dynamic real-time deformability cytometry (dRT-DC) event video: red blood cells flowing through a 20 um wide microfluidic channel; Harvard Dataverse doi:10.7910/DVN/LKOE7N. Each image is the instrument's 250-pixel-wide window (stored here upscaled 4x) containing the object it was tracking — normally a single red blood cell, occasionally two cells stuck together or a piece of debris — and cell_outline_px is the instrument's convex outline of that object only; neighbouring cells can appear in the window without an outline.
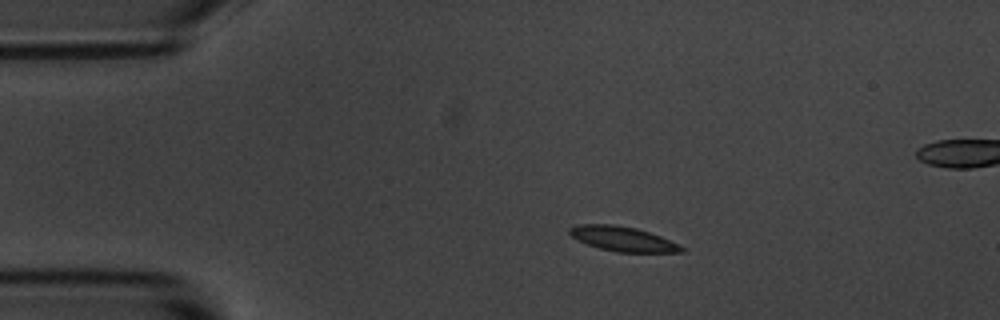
{"species": "common noctule bat (a hibernating species)", "species_latin": "Nyctalus noctula", "temperature_condition": "room temperature", "stored_images_in_passage": 15, "camera_frame_rate_fps": 3000, "um_per_image_px": 0.085, "animal": {"sex": "male", "body_mass_g": 20.1, "forearm_length_mm": 53.5}, "frame": {"image": 1, "passage_image": 3, "time_ms": 2.333, "image_size_px": [1000, 320], "cell_outline_px": [[684, 252], [616, 252], [600, 248], [588, 244], [572, 236], [568, 232], [568, 228], [576, 224], [612, 224], [636, 228], [660, 236], [684, 248]], "centroid_in_image_um": [52.89, 20.29], "position_along_channel_um": 32.1, "area_um2": 15.84}}
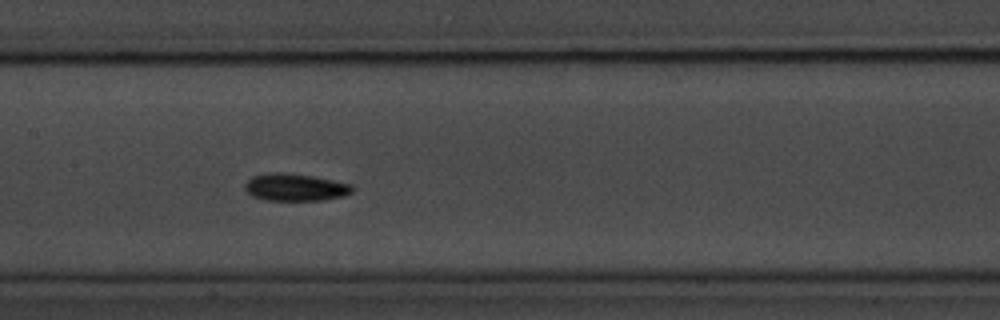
{"frame": {"image": 2, "passage_image": 7, "time_ms": 7.667, "image_size_px": [1000, 320], "cell_outline_px": [[352, 192], [344, 196], [324, 200], [264, 200], [252, 196], [244, 188], [244, 184], [252, 176], [268, 172], [284, 172], [312, 176], [352, 184]], "centroid_in_image_um": [25.06, 15.91], "position_along_channel_um": 182.3, "area_um2": 17.17}}
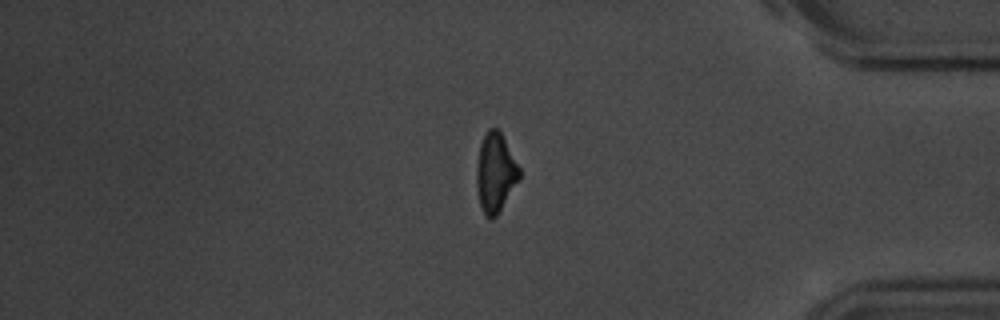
{"frame": {"image": 3, "passage_image": 15, "time_ms": 18.0, "image_size_px": [1000, 320], "cell_outline_px": [[520, 180], [496, 216], [492, 220], [484, 216], [480, 204], [476, 184], [476, 168], [480, 144], [488, 128], [496, 128], [500, 132], [520, 168]], "centroid_in_image_um": [42.1, 14.71], "position_along_channel_um": 393.1, "area_um2": 19.71}, "authors_computed_cell_mechanics": {"area_um2": 15.9528, "velocity_mm_per_s": 3.6391, "shape_relaxation_time_tau1_ms": 1.5474, "shape_relaxation_time_tau2_ms": null, "deformation_change_tau1": 0.0804, "deformation_change_tau2": null}}